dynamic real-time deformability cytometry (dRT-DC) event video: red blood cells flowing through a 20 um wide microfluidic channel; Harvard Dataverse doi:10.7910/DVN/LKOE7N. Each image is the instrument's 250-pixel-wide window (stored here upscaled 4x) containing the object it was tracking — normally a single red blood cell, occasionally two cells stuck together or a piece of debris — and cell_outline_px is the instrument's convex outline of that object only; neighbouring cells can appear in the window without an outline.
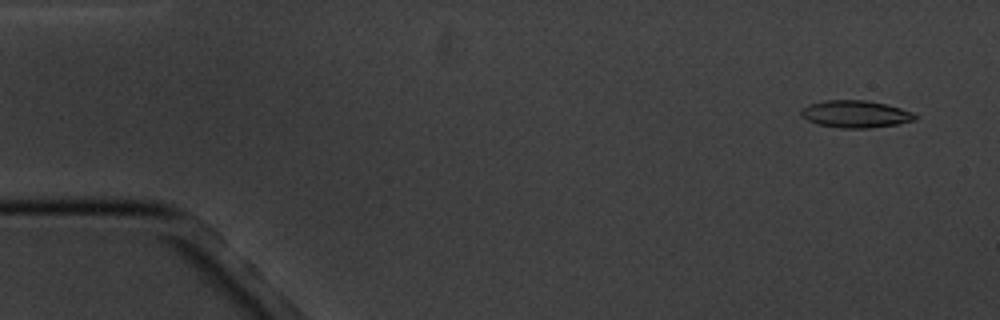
{"species": "common noctule bat (a hibernating species)", "species_latin": "Nyctalus noctula", "temperature_condition": "cold", "stored_images_in_passage": 16, "camera_frame_rate_fps": 3000, "um_per_image_px": 0.085, "animal": {"sex": "male", "body_mass_g": 20.1, "forearm_length_mm": 53.5}, "frame": {"image": 1, "passage_image": 1, "time_ms": 0.0, "image_size_px": [1000, 320], "cell_outline_px": [[916, 120], [896, 124], [868, 128], [840, 128], [816, 124], [800, 116], [800, 112], [808, 104], [824, 100], [864, 100], [888, 104], [912, 112], [916, 116]], "centroid_in_image_um": [72.69, 9.69], "position_along_channel_um": 12.3, "area_um2": 18.09}}
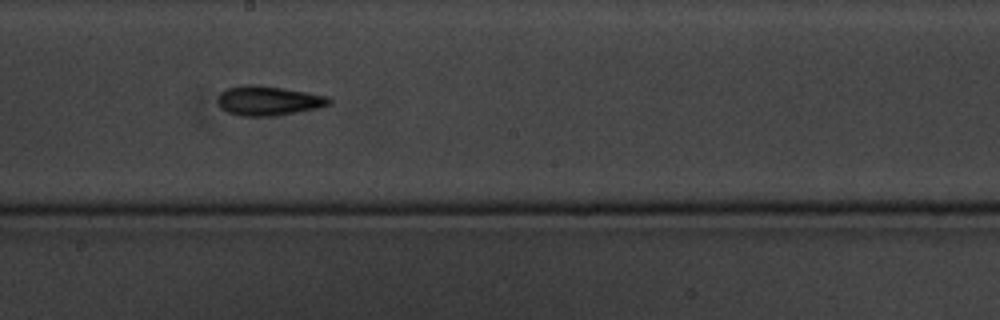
{"frame": {"image": 2, "passage_image": 9, "time_ms": 9.333, "image_size_px": [1000, 320], "cell_outline_px": [[332, 104], [320, 108], [272, 116], [240, 116], [228, 112], [220, 108], [216, 100], [220, 92], [228, 88], [248, 84], [252, 84], [280, 88], [328, 96], [332, 100]], "centroid_in_image_um": [22.8, 8.57], "position_along_channel_um": 225.4, "area_um2": 19.13}}
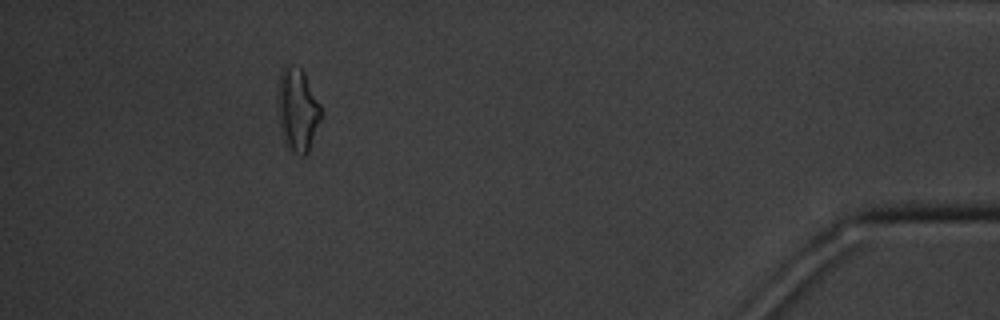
{"frame": {"image": 3, "passage_image": 15, "time_ms": 16.333, "image_size_px": [1000, 320], "cell_outline_px": [[320, 120], [308, 152], [304, 156], [300, 156], [292, 152], [288, 148], [280, 124], [276, 100], [276, 96], [280, 72], [288, 64], [300, 68], [304, 72], [320, 104]], "centroid_in_image_um": [25.27, 9.31], "position_along_channel_um": 409.9, "area_um2": 20.81}, "authors_computed_cell_mechanics": {"area_um2": 18.0625, "velocity_mm_per_s": 3.4468, "shape_relaxation_time_tau1_ms": 4.6398, "shape_relaxation_time_tau2_ms": 2.7096, "deformation_change_tau1": 0.1295, "deformation_change_tau2": 0.099}}